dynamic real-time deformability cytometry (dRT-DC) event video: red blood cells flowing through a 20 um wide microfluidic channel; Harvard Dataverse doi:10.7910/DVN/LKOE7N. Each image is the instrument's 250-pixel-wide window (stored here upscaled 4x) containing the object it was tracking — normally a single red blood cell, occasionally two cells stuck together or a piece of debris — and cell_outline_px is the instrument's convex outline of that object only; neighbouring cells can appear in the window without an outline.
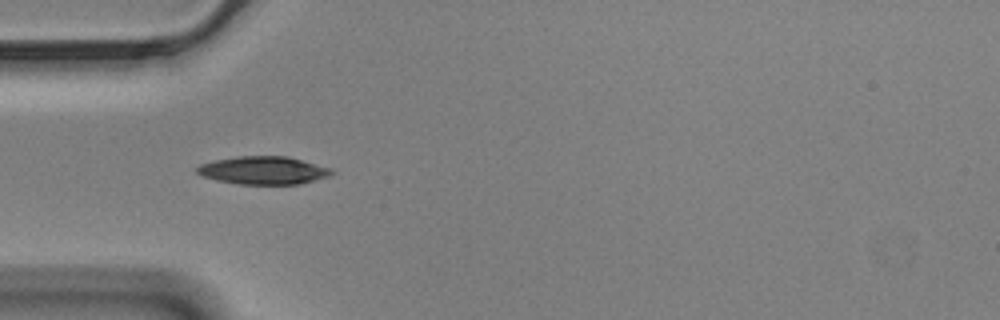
{"species": "Egyptian fruit bat (a non-hibernating species)", "species_latin": "Rousettus aegyptiacus", "temperature_condition": "cold", "stored_images_in_passage": 41, "segment_of_instrument_passage": [1, 2], "camera_frame_rate_fps": 3000, "um_per_image_px": 0.085, "animal": {"sex": "male"}, "frame": {"image": 1, "passage_image": 1, "time_ms": 0.0, "image_size_px": [1000, 320], "cell_outline_px": [[332, 172], [328, 176], [300, 184], [240, 184], [216, 180], [204, 176], [196, 172], [196, 168], [200, 164], [216, 160], [236, 156], [288, 156], [332, 168]], "centroid_in_image_um": [22.38, 14.47], "position_along_channel_um": 62.6, "area_um2": 21.79}}
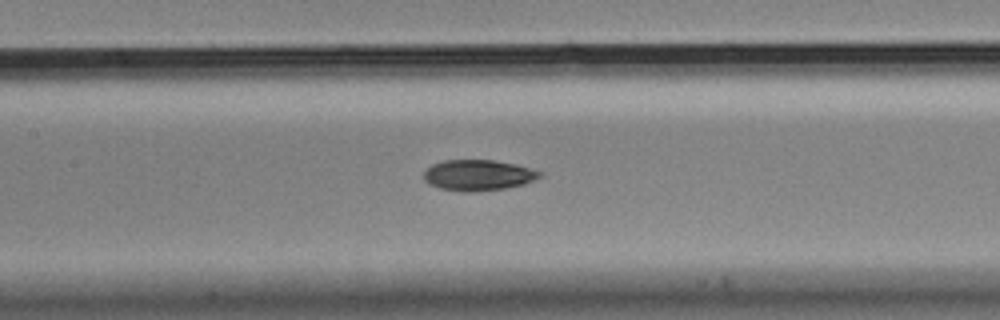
{"frame": {"image": 2, "passage_image": 10, "time_ms": 3.0, "image_size_px": [1000, 320], "cell_outline_px": [[544, 176], [536, 180], [524, 184], [504, 188], [472, 192], [464, 192], [440, 188], [428, 184], [424, 180], [424, 172], [432, 164], [444, 160], [492, 160], [516, 164], [544, 172]], "centroid_in_image_um": [40.68, 14.89], "position_along_channel_um": 166.7, "area_um2": 20.98}}
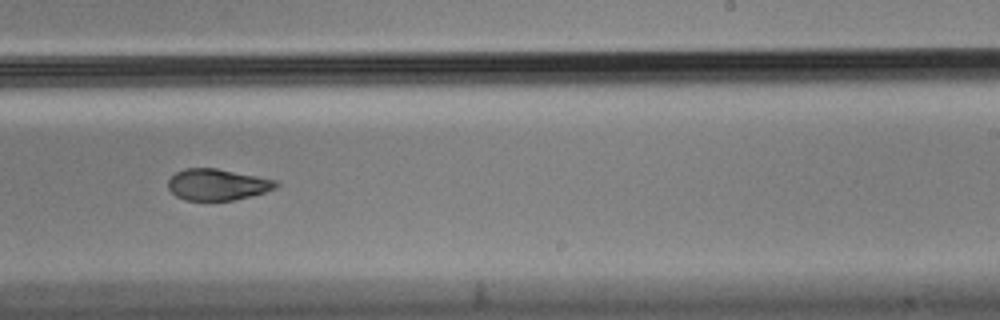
{"frame": {"image": 3, "passage_image": 19, "time_ms": 6.0, "image_size_px": [1000, 320], "cell_outline_px": [[280, 184], [276, 188], [252, 196], [232, 200], [184, 200], [176, 196], [168, 188], [168, 180], [176, 172], [184, 168], [216, 168], [276, 180]], "centroid_in_image_um": [18.47, 15.69], "position_along_channel_um": 270.5, "area_um2": 19.65}}